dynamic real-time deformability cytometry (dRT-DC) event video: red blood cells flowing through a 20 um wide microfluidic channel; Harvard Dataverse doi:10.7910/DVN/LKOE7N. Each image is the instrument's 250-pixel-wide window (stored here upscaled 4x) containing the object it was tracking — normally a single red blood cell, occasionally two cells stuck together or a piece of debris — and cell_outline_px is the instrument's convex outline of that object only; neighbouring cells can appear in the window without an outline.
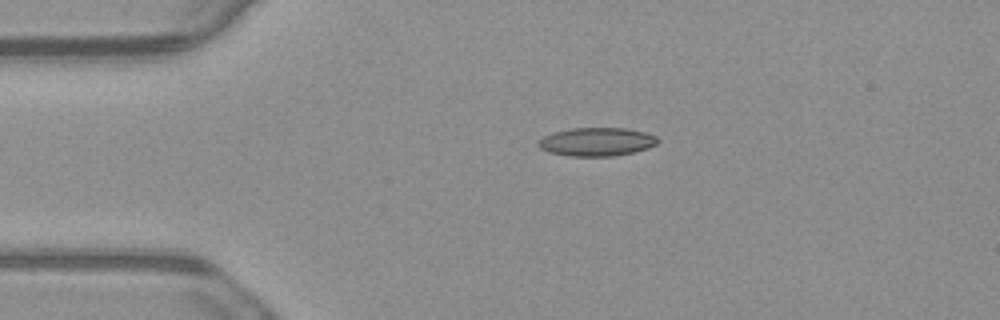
{"species": "common noctule bat (a hibernating species)", "species_latin": "Nyctalus noctula", "temperature_condition": "warm", "stored_images_in_passage": 2, "camera_frame_rate_fps": 3000, "um_per_image_px": 0.085, "animal": {"sex": "male", "body_mass_g": 23.1, "forearm_length_mm": 52.7}, "frame": {"image": 1, "passage_image": 1, "time_ms": 0.0, "image_size_px": [1000, 320], "cell_outline_px": [[660, 140], [656, 144], [648, 148], [632, 152], [612, 156], [568, 156], [548, 152], [540, 148], [536, 144], [544, 136], [552, 132], [572, 128], [628, 128], [644, 132], [656, 136]], "centroid_in_image_um": [50.7, 12.05], "position_along_channel_um": 34.3, "area_um2": 19.83}}
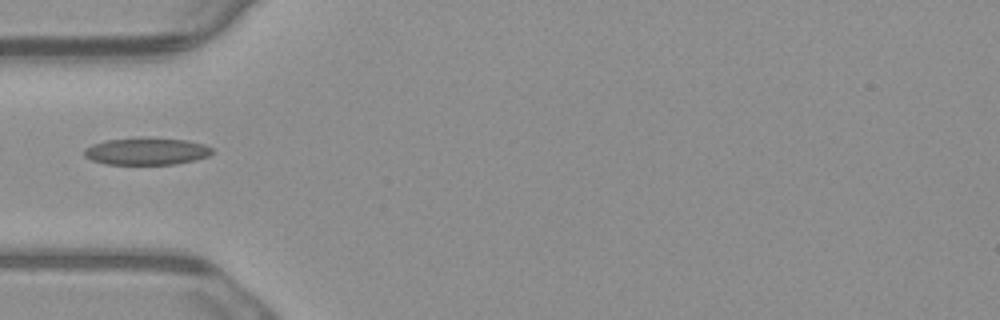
{"frame": {"image": 2, "passage_image": 2, "time_ms": 0.333, "image_size_px": [1000, 320], "cell_outline_px": [[212, 152], [208, 156], [196, 160], [176, 164], [104, 164], [92, 160], [84, 156], [84, 148], [92, 144], [108, 140], [140, 136], [188, 140], [204, 144], [212, 148]], "centroid_in_image_um": [12.45, 12.84], "position_along_channel_um": 72.5, "area_um2": 20.58}}